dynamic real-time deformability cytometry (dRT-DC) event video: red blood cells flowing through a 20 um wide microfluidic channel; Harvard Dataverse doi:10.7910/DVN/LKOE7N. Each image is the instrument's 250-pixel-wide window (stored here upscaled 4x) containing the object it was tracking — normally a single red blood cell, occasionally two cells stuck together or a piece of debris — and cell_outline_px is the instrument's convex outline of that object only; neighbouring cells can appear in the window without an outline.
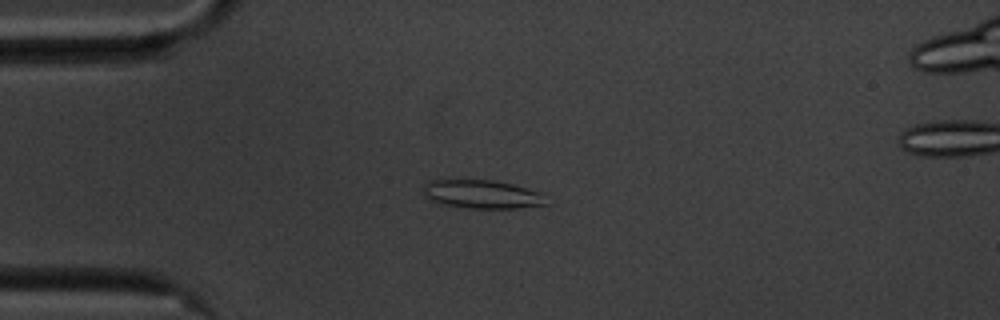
{"species": "common noctule bat (a hibernating species)", "species_latin": "Nyctalus noctula", "temperature_condition": "cold", "stored_images_in_passage": 45, "camera_frame_rate_fps": 3000, "um_per_image_px": 0.085, "animal": {"sex": "male", "body_mass_g": 20.1, "forearm_length_mm": 53.5}, "frame": {"image": 1, "passage_image": 9, "time_ms": 2.667, "image_size_px": [1000, 320], "cell_outline_px": [[548, 204], [516, 208], [472, 208], [444, 204], [428, 200], [424, 196], [424, 184], [428, 180], [492, 180], [512, 184], [540, 192]], "centroid_in_image_um": [40.94, 16.51], "position_along_channel_um": 44.1, "area_um2": 20.23}}
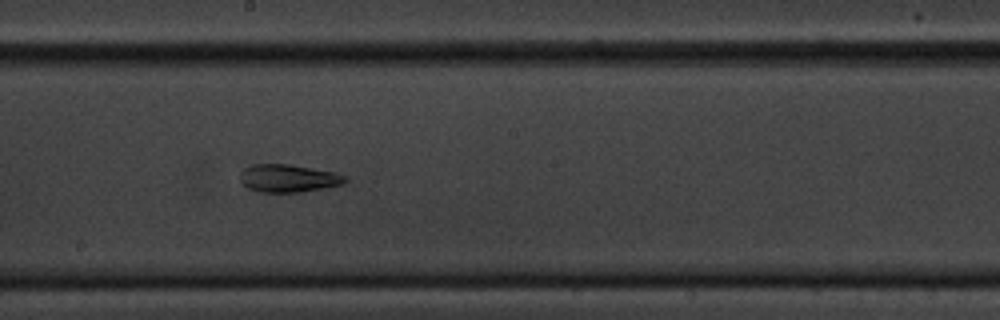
{"frame": {"image": 2, "passage_image": 26, "time_ms": 8.333, "image_size_px": [1000, 320], "cell_outline_px": [[348, 180], [344, 184], [324, 188], [300, 192], [260, 192], [248, 188], [240, 180], [240, 172], [244, 168], [252, 164], [288, 164], [336, 172], [348, 176]], "centroid_in_image_um": [24.54, 15.15], "position_along_channel_um": 223.7, "area_um2": 17.17}}
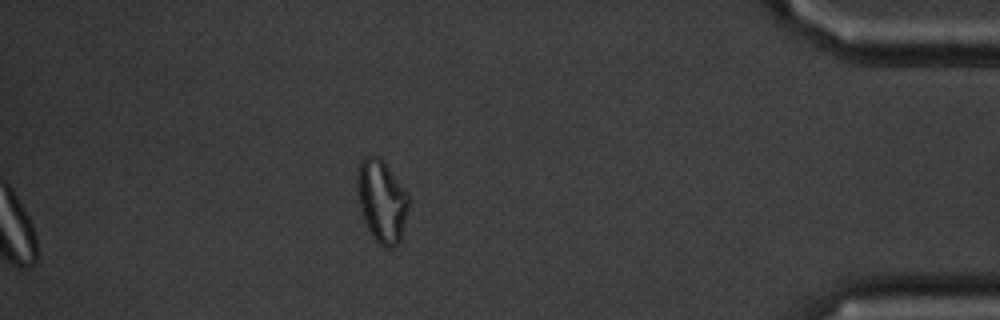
{"frame": {"image": 3, "passage_image": 45, "time_ms": 14.667, "image_size_px": [1000, 320], "cell_outline_px": [[408, 208], [400, 240], [392, 248], [388, 248], [380, 244], [372, 236], [364, 220], [360, 208], [356, 192], [356, 168], [360, 160], [364, 156], [380, 156], [384, 160], [408, 192]], "centroid_in_image_um": [32.42, 17.01], "position_along_channel_um": 402.8, "area_um2": 25.03}, "authors_computed_cell_mechanics": {"area_um2": 18.2648, "velocity_mm_per_s": 3.5014, "shape_relaxation_time_tau1_ms": null, "shape_relaxation_time_tau2_ms": 5.4762, "deformation_change_tau1": null, "deformation_change_tau2": 0.1557}}